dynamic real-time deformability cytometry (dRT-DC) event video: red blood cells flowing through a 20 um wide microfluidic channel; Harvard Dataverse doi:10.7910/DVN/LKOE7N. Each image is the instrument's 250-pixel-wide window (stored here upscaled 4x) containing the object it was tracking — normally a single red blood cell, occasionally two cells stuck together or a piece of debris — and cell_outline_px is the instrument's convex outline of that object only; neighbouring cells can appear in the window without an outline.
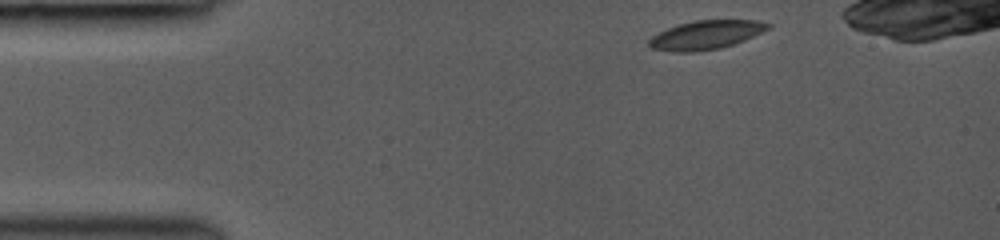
{"species": "common noctule bat (a hibernating species)", "species_latin": "Nyctalus noctula", "temperature_condition": "room temperature", "stored_images_in_passage": 14, "camera_frame_rate_fps": 3000, "um_per_image_px": 0.085, "animal": {"sex": "female", "body_mass_g": 19.0, "forearm_length_mm": 53.3}, "frame": {"image": 1, "passage_image": 1, "time_ms": 0.0, "image_size_px": [1000, 240], "cell_outline_px": [[772, 28], [744, 40], [720, 48], [696, 52], [676, 52], [652, 48], [648, 44], [648, 40], [652, 36], [676, 24], [692, 20], [756, 20], [772, 24]], "centroid_in_image_um": [60.02, 2.96], "position_along_channel_um": 25.0, "area_um2": 20.06}}
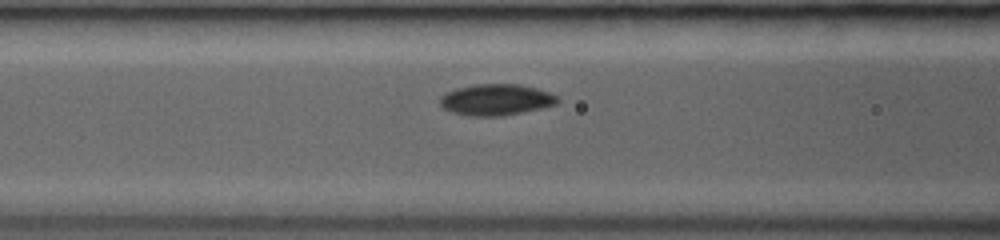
{"frame": {"image": 2, "passage_image": 10, "time_ms": 4.0, "image_size_px": [1000, 240], "cell_outline_px": [[560, 100], [556, 104], [540, 108], [500, 116], [468, 116], [452, 112], [444, 108], [440, 104], [440, 96], [456, 88], [472, 84], [520, 84], [536, 88], [548, 92], [556, 96]], "centroid_in_image_um": [42.14, 8.47], "position_along_channel_um": 124.5, "area_um2": 21.27}}
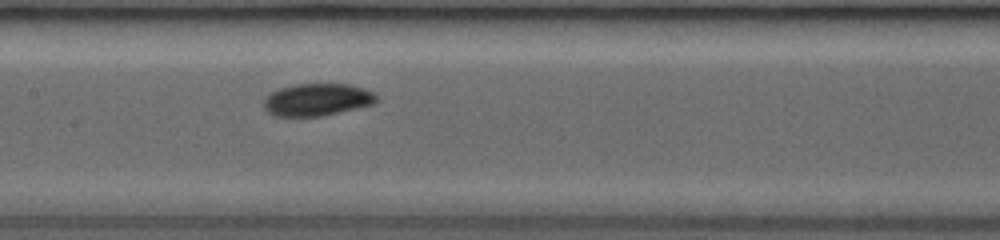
{"frame": {"image": 3, "passage_image": 14, "time_ms": 5.333, "image_size_px": [1000, 240], "cell_outline_px": [[380, 96], [372, 104], [356, 108], [320, 116], [272, 116], [264, 108], [264, 100], [272, 92], [280, 88], [296, 84], [348, 84], [364, 88]], "centroid_in_image_um": [26.95, 8.47], "position_along_channel_um": 180.4, "area_um2": 21.04}}